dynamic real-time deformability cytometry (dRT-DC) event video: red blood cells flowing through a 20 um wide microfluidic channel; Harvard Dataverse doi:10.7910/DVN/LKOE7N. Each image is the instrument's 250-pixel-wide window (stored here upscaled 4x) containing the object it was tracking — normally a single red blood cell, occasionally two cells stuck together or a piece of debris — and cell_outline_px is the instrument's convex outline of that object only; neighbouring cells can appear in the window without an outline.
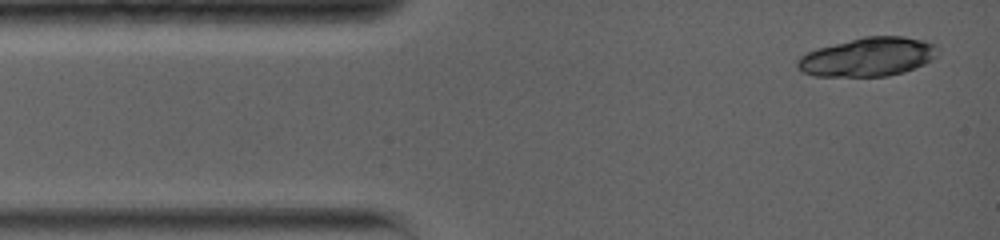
{"species": "common noctule bat (a hibernating species)", "species_latin": "Nyctalus noctula", "temperature_condition": "warm", "stored_images_in_passage": 6, "camera_frame_rate_fps": 5000, "um_per_image_px": 0.085, "animal": {"sex": "female", "body_mass_g": 19.0, "forearm_length_mm": 56.7}, "frame": {"image": 1, "passage_image": 1, "time_ms": 0.0, "image_size_px": [1000, 240], "cell_outline_px": [[936, 56], [932, 60], [924, 64], [904, 72], [888, 76], [816, 76], [804, 72], [796, 64], [796, 60], [800, 56], [816, 48], [864, 36], [904, 36], [924, 40], [936, 44]], "centroid_in_image_um": [73.78, 4.83], "position_along_channel_um": 11.2, "area_um2": 31.73}}